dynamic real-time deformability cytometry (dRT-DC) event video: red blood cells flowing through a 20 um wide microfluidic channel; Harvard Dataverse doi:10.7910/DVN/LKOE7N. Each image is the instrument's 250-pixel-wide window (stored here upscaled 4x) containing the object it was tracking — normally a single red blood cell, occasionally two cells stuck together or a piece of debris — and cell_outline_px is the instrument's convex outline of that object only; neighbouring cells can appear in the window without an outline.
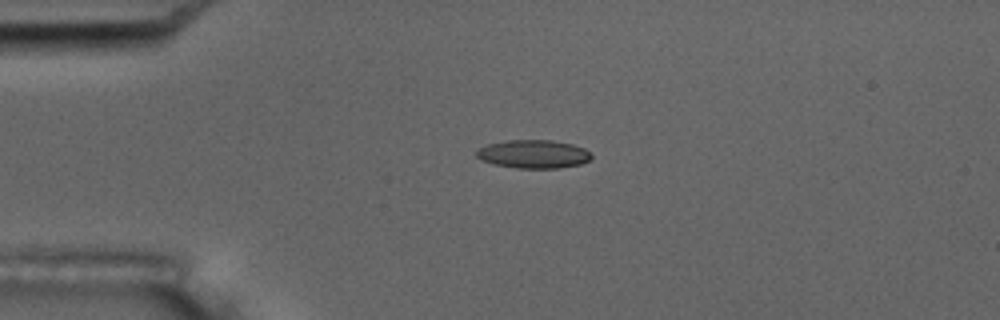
{"species": "common noctule bat (a hibernating species)", "species_latin": "Nyctalus noctula", "temperature_condition": "room temperature", "stored_images_in_passage": 5, "camera_frame_rate_fps": 3000, "um_per_image_px": 0.085, "animal": {"sex": "male", "body_mass_g": 17.5, "forearm_length_mm": 52.3}, "frame": {"image": 1, "passage_image": 5, "time_ms": 4.333, "image_size_px": [1000, 320], "cell_outline_px": [[592, 156], [588, 160], [580, 164], [556, 168], [516, 168], [492, 164], [480, 160], [476, 156], [476, 148], [488, 144], [504, 140], [552, 140], [572, 144], [584, 148]], "centroid_in_image_um": [45.27, 13.09], "position_along_channel_um": 39.7, "area_um2": 19.07}}